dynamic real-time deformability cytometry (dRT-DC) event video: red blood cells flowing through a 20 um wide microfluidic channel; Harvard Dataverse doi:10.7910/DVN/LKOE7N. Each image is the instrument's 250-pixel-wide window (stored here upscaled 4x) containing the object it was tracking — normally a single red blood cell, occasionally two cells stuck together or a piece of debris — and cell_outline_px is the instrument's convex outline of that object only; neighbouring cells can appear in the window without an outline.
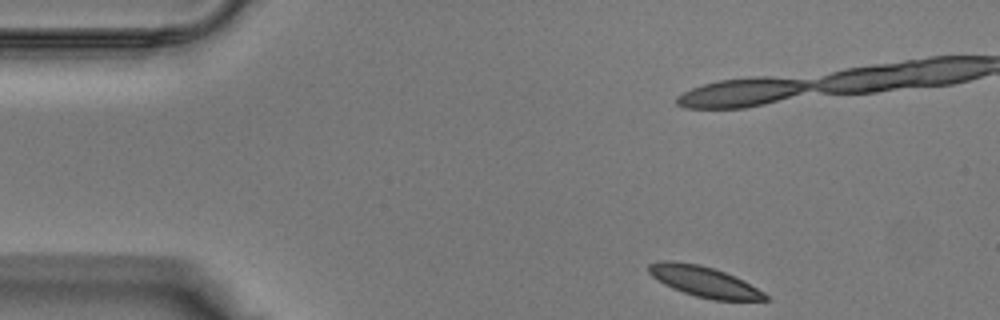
{"species": "Egyptian fruit bat (a non-hibernating species)", "species_latin": "Rousettus aegyptiacus", "temperature_condition": "warm", "stored_images_in_passage": 15, "camera_frame_rate_fps": 3000, "um_per_image_px": 0.085, "animal": {"sex": "male"}, "frame": {"image": 1, "passage_image": 1, "time_ms": 0.0, "image_size_px": [1000, 320], "cell_outline_px": [[768, 300], [712, 300], [696, 296], [672, 288], [656, 280], [648, 272], [648, 264], [660, 260], [672, 260], [700, 264], [724, 272], [764, 292], [768, 296]], "centroid_in_image_um": [59.77, 23.92], "position_along_channel_um": 25.2, "area_um2": 20.52}}